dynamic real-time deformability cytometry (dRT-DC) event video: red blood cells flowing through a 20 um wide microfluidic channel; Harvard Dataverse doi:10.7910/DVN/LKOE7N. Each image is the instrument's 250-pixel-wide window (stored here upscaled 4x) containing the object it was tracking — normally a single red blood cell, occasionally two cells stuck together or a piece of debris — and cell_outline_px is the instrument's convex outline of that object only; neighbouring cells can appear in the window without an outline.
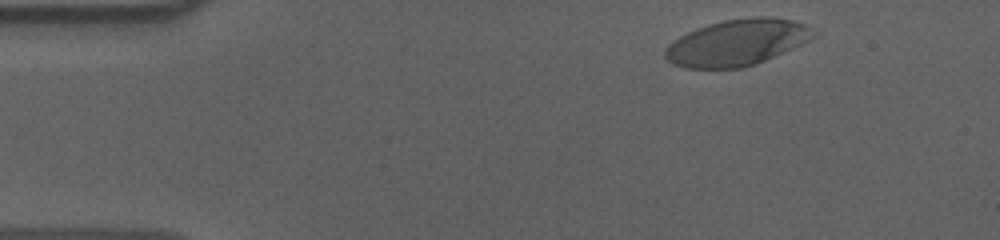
{"species": "human", "species_latin": "Homo sapiens", "temperature_condition": "cold", "stored_images_in_passage": 51, "camera_frame_rate_fps": 3000, "um_per_image_px": 0.085, "donor": {"sex": "male"}, "frame": {"image": 1, "passage_image": 2, "time_ms": 0.333, "image_size_px": [1000, 240], "cell_outline_px": [[816, 32], [808, 40], [800, 44], [756, 64], [740, 68], [684, 68], [672, 64], [664, 56], [664, 52], [668, 44], [680, 36], [696, 28], [724, 20], [756, 16], [768, 16], [792, 20], [804, 24], [812, 28]], "centroid_in_image_um": [62.61, 3.61], "position_along_channel_um": 22.4, "area_um2": 39.65}}
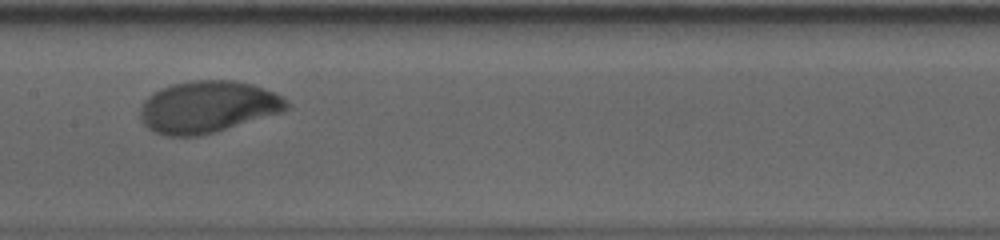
{"frame": {"image": 2, "passage_image": 23, "time_ms": 7.333, "image_size_px": [1000, 240], "cell_outline_px": [[292, 108], [284, 112], [212, 132], [196, 136], [164, 136], [148, 128], [140, 120], [140, 108], [144, 100], [152, 92], [172, 84], [192, 80], [236, 80], [252, 84], [272, 92], [288, 100]], "centroid_in_image_um": [17.66, 9.08], "position_along_channel_um": 189.7, "area_um2": 44.33}}
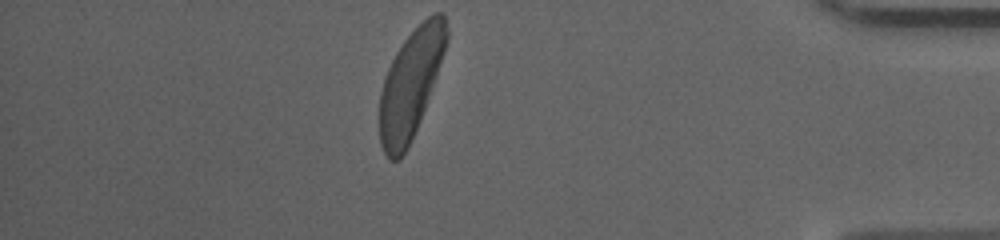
{"frame": {"image": 3, "passage_image": 44, "time_ms": 14.333, "image_size_px": [1000, 240], "cell_outline_px": [[448, 40], [444, 52], [420, 120], [408, 148], [400, 160], [388, 160], [380, 144], [380, 92], [384, 76], [396, 52], [404, 40], [432, 12], [444, 12], [448, 28]], "centroid_in_image_um": [34.89, 7.14], "position_along_channel_um": 400.3, "area_um2": 41.91}, "authors_computed_cell_mechanics": {"area_um2": 42.5986, "velocity_mm_per_s": 3.5861, "shape_relaxation_time_tau1_ms": 3.267, "shape_relaxation_time_tau2_ms": null, "deformation_change_tau1": 0.1876, "deformation_change_tau2": null}}